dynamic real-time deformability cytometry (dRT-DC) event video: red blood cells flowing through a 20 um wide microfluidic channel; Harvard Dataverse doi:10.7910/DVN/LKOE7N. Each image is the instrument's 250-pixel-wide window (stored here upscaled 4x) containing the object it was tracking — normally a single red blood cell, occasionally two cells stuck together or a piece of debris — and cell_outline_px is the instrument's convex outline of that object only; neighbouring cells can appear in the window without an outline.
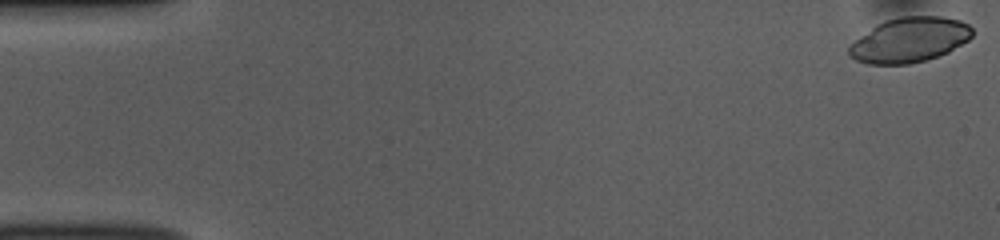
{"species": "common noctule bat (a hibernating species)", "species_latin": "Nyctalus noctula", "temperature_condition": "room temperature", "stored_images_in_passage": 52, "camera_frame_rate_fps": 3000, "um_per_image_px": 0.085, "animal": {"sex": "female", "body_mass_g": 10.0, "forearm_length_mm": 53.1}, "frame": {"image": 1, "passage_image": 1, "time_ms": 0.0, "image_size_px": [1000, 240], "cell_outline_px": [[972, 36], [968, 40], [948, 52], [924, 60], [908, 64], [868, 64], [856, 60], [848, 56], [848, 48], [860, 36], [876, 24], [884, 20], [900, 16], [940, 16], [960, 20], [968, 24], [972, 28]], "centroid_in_image_um": [77.29, 3.38], "position_along_channel_um": 7.7, "area_um2": 32.14}}